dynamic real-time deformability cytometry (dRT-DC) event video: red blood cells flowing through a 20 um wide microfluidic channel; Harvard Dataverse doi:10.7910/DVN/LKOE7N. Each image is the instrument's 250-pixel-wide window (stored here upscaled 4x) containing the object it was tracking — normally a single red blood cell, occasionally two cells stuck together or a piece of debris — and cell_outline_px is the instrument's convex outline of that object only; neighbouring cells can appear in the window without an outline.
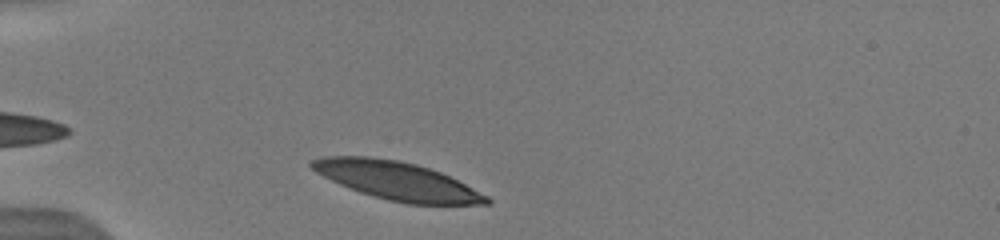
{"species": "human", "species_latin": "Homo sapiens", "temperature_condition": "warm", "stored_images_in_passage": 16, "camera_frame_rate_fps": 3000, "um_per_image_px": 0.085, "donor": {"sex": "male"}, "frame": {"image": 1, "passage_image": 5, "time_ms": 0.667, "image_size_px": [1000, 240], "cell_outline_px": [[492, 200], [488, 204], [408, 204], [388, 200], [360, 192], [340, 184], [316, 172], [308, 164], [312, 160], [320, 156], [368, 156], [400, 160], [416, 164], [440, 172], [488, 196]], "centroid_in_image_um": [33.72, 15.35], "position_along_channel_um": 51.3, "area_um2": 38.49}}